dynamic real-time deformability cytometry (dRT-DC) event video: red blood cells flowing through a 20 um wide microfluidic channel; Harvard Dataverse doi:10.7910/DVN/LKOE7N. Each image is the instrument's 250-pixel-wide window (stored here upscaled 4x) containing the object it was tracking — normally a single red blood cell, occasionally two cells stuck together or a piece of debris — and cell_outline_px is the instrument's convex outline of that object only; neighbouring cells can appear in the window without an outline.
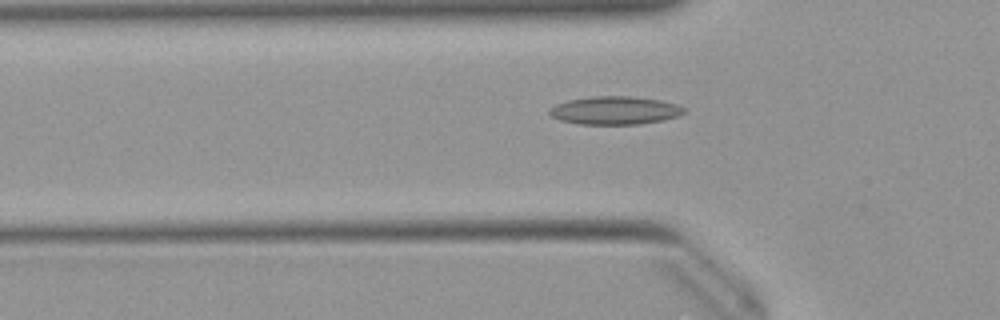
{"species": "Egyptian fruit bat (a non-hibernating species)", "species_latin": "Rousettus aegyptiacus", "temperature_condition": "warm", "stored_images_in_passage": 50, "camera_frame_rate_fps": 3000, "um_per_image_px": 0.085, "animal": {"sex": "female"}, "frame": {"image": 1, "passage_image": 16, "time_ms": 5.0, "image_size_px": [1000, 320], "cell_outline_px": [[684, 112], [676, 116], [660, 120], [640, 124], [580, 124], [560, 120], [548, 116], [548, 108], [556, 104], [568, 100], [592, 96], [628, 96], [660, 100], [676, 104], [684, 108]], "centroid_in_image_um": [52.18, 9.38], "position_along_channel_um": 73.6, "area_um2": 21.96}}
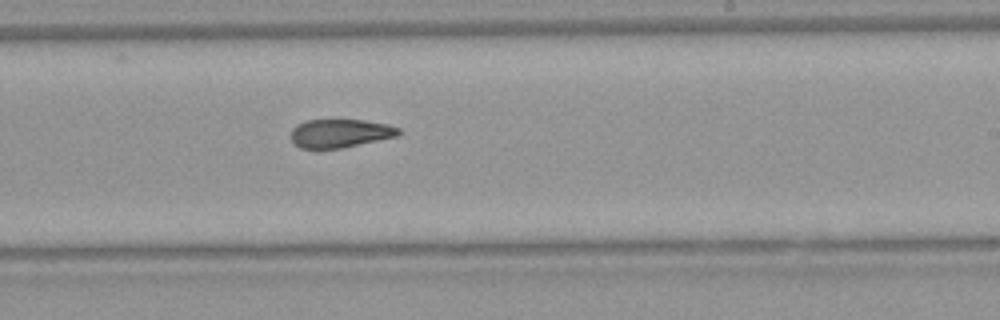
{"frame": {"image": 2, "passage_image": 30, "time_ms": 9.667, "image_size_px": [1000, 320], "cell_outline_px": [[404, 132], [396, 136], [340, 148], [300, 148], [292, 140], [292, 128], [296, 124], [304, 120], [364, 120], [388, 124], [400, 128]], "centroid_in_image_um": [28.92, 11.31], "position_along_channel_um": 260.1, "area_um2": 17.74}}
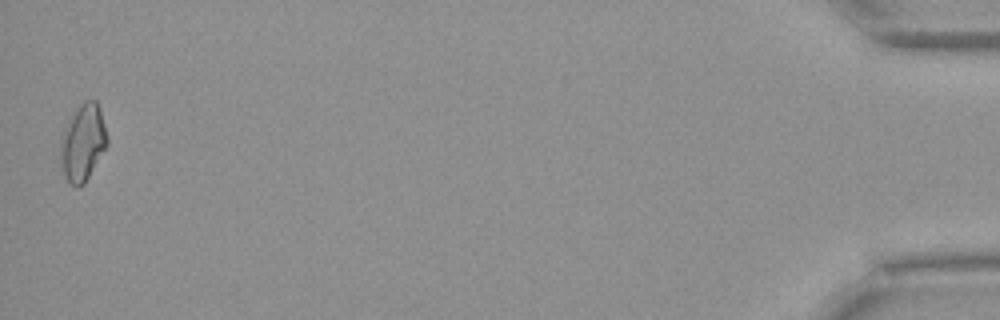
{"frame": {"image": 3, "passage_image": 50, "time_ms": 16.333, "image_size_px": [1000, 320], "cell_outline_px": [[108, 144], [84, 184], [72, 184], [68, 180], [64, 172], [60, 156], [60, 152], [64, 128], [72, 112], [84, 100], [96, 100], [100, 108], [108, 140]], "centroid_in_image_um": [7.06, 12.05], "position_along_channel_um": 428.1, "area_um2": 20.46}, "authors_computed_cell_mechanics": {"area_um2": 19.3052, "velocity_mm_per_s": 4.0018, "shape_relaxation_time_tau1_ms": null, "shape_relaxation_time_tau2_ms": 2.7622, "deformation_change_tau1": null, "deformation_change_tau2": 0.1059}}